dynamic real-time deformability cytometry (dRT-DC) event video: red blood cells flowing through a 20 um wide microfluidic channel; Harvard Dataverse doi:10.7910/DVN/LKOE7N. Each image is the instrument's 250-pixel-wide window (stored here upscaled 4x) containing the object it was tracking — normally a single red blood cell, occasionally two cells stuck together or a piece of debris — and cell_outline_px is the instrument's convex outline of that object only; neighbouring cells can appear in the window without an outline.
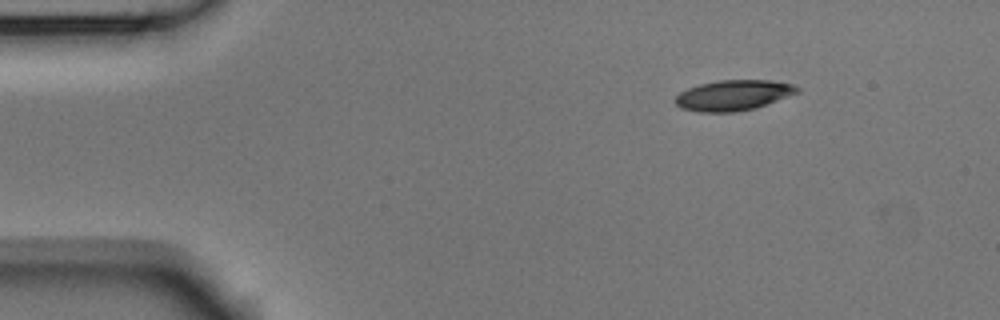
{"species": "Egyptian fruit bat (a non-hibernating species)", "species_latin": "Rousettus aegyptiacus", "temperature_condition": "room temperature", "stored_images_in_passage": 4, "camera_frame_rate_fps": 3000, "um_per_image_px": 0.085, "animal": {"sex": "male"}, "frame": {"image": 1, "passage_image": 1, "time_ms": 0.0, "image_size_px": [1000, 320], "cell_outline_px": [[800, 92], [752, 108], [732, 112], [700, 112], [680, 108], [672, 100], [680, 92], [688, 88], [700, 84], [720, 80], [772, 80], [792, 84], [800, 88]], "centroid_in_image_um": [62.29, 8.09], "position_along_channel_um": 22.7, "area_um2": 21.44}}
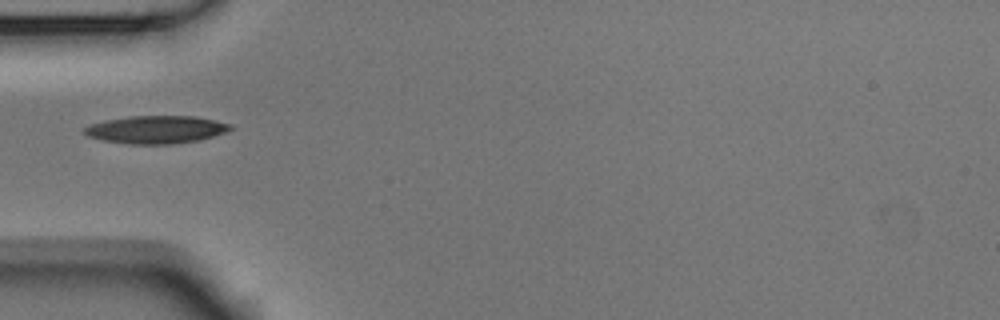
{"frame": {"image": 2, "passage_image": 4, "time_ms": 1.0, "image_size_px": [1000, 320], "cell_outline_px": [[232, 128], [224, 132], [200, 140], [172, 144], [128, 144], [104, 140], [88, 136], [84, 132], [84, 128], [92, 124], [104, 120], [128, 116], [196, 116], [232, 124]], "centroid_in_image_um": [13.27, 11.01], "position_along_channel_um": 71.7, "area_um2": 23.52}}